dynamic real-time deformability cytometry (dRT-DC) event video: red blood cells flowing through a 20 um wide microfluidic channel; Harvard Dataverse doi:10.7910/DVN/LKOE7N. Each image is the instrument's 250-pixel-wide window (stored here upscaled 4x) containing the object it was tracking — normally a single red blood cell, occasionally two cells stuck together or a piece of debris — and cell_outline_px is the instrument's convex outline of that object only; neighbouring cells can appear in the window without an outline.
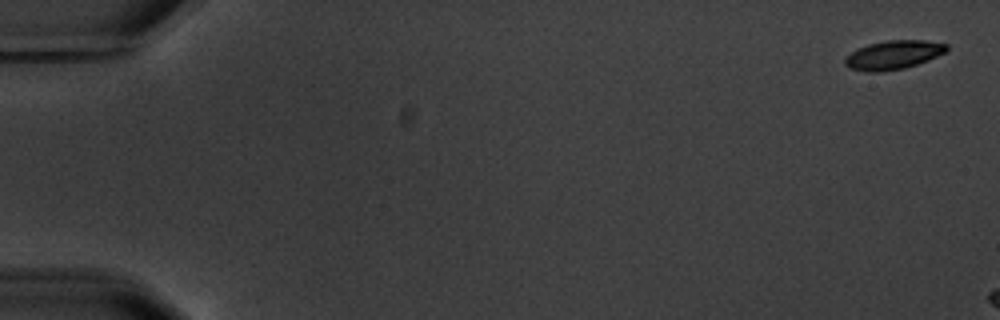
{"species": "common noctule bat (a hibernating species)", "species_latin": "Nyctalus noctula", "temperature_condition": "warm", "stored_images_in_passage": 3, "camera_frame_rate_fps": 3000, "um_per_image_px": 0.085, "animal": {"sex": "male", "body_mass_g": 20.1, "forearm_length_mm": 53.5}, "frame": {"image": 1, "passage_image": 1, "time_ms": 0.0, "image_size_px": [1000, 320], "cell_outline_px": [[948, 48], [944, 52], [928, 60], [904, 68], [880, 72], [864, 72], [848, 68], [844, 64], [844, 56], [856, 48], [868, 44], [888, 40], [924, 40], [948, 44]], "centroid_in_image_um": [75.86, 4.67], "position_along_channel_um": 9.1, "area_um2": 17.22}}